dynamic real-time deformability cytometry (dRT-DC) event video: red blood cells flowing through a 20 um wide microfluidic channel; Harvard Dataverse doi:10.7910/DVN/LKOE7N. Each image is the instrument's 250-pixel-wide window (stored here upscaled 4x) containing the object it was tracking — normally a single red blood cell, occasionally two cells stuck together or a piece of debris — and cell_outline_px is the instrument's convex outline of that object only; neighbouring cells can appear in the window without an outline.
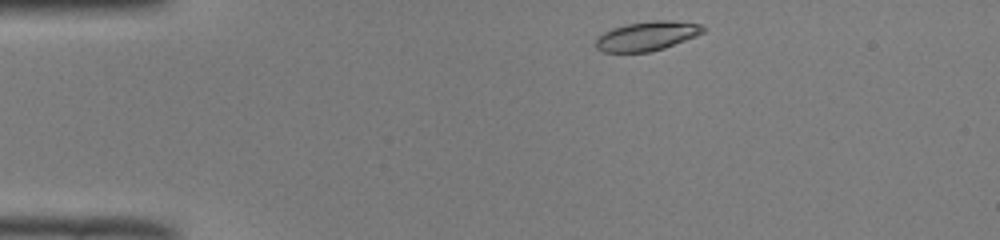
{"species": "common noctule bat (a hibernating species)", "species_latin": "Nyctalus noctula", "temperature_condition": "room temperature", "stored_images_in_passage": 43, "camera_frame_rate_fps": 3000, "um_per_image_px": 0.085, "animal": {"sex": "male", "body_mass_g": 19.0, "forearm_length_mm": 50.8}, "frame": {"image": 1, "passage_image": 1, "time_ms": 0.0, "image_size_px": [1000, 240], "cell_outline_px": [[708, 28], [704, 32], [696, 36], [664, 48], [648, 52], [604, 52], [596, 48], [596, 36], [612, 28], [628, 24], [652, 20], [672, 20], [700, 24]], "centroid_in_image_um": [55.01, 3.05], "position_along_channel_um": 30.0, "area_um2": 18.38}}
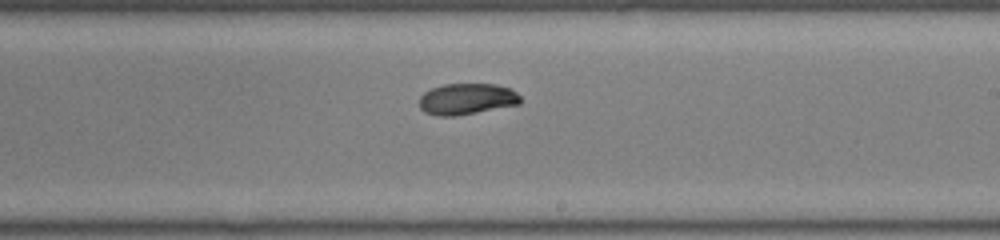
{"frame": {"image": 2, "passage_image": 22, "time_ms": 7.0, "image_size_px": [1000, 240], "cell_outline_px": [[520, 104], [456, 116], [436, 116], [424, 112], [420, 108], [420, 96], [424, 92], [432, 88], [444, 84], [496, 84], [512, 88], [520, 96]], "centroid_in_image_um": [39.68, 8.41], "position_along_channel_um": 249.3, "area_um2": 18.5}}
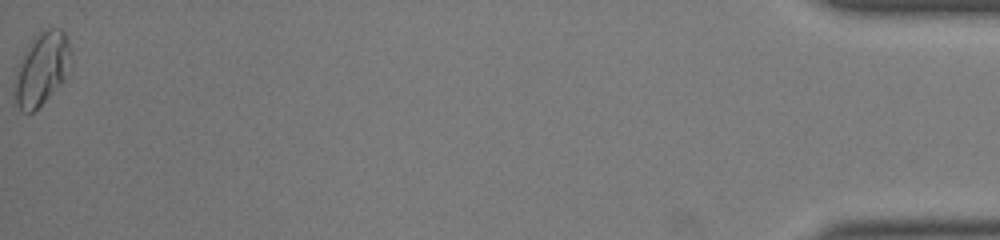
{"frame": {"image": 3, "passage_image": 43, "time_ms": 14.0, "image_size_px": [1000, 240], "cell_outline_px": [[72, 52], [64, 80], [32, 112], [20, 112], [12, 104], [12, 92], [16, 68], [20, 60], [36, 36], [40, 32], [48, 28], [60, 28], [64, 32], [68, 40]], "centroid_in_image_um": [3.49, 5.9], "position_along_channel_um": 431.7, "area_um2": 23.87}, "authors_computed_cell_mechanics": {"area_um2": 18.785, "velocity_mm_per_s": 3.971, "shape_relaxation_time_tau1_ms": 5.7574, "shape_relaxation_time_tau2_ms": 2.7923, "deformation_change_tau1": 0.1834, "deformation_change_tau2": 0.0377}}